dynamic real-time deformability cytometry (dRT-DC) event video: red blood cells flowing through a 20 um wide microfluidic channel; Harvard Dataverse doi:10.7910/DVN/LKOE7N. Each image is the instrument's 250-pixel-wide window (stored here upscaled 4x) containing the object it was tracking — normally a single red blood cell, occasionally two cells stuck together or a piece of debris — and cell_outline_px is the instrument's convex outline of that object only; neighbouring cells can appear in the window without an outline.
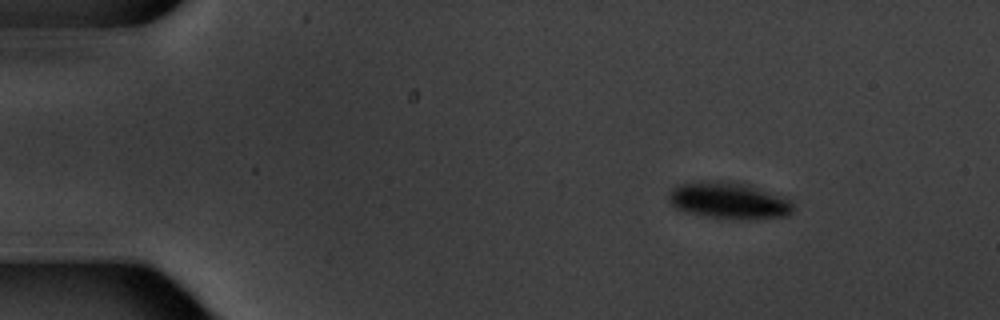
{"species": "common noctule bat (a hibernating species)", "species_latin": "Nyctalus noctula", "temperature_condition": "warm", "stored_images_in_passage": 7, "segment_of_instrument_passage": [1, 2], "camera_frame_rate_fps": 3000, "um_per_image_px": 0.085, "animal": {"sex": "male", "body_mass_g": 20.1, "forearm_length_mm": 53.5}, "frame": {"image": 1, "passage_image": 3, "time_ms": 2.333, "image_size_px": [1000, 320], "cell_outline_px": [[792, 212], [788, 216], [756, 220], [708, 216], [688, 212], [676, 208], [668, 200], [668, 196], [672, 188], [680, 184], [720, 180], [728, 180], [748, 184], [792, 200]], "centroid_in_image_um": [62.0, 17.04], "position_along_channel_um": 23.0, "area_um2": 26.47}}
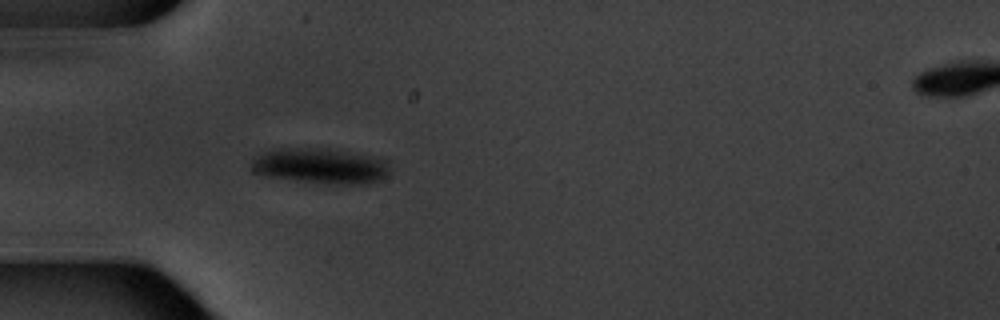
{"frame": {"image": 2, "passage_image": 6, "time_ms": 5.667, "image_size_px": [1000, 320], "cell_outline_px": [[388, 176], [380, 180], [368, 184], [328, 184], [260, 176], [252, 168], [252, 160], [256, 156], [264, 152], [276, 148], [308, 148], [380, 156], [388, 160]], "centroid_in_image_um": [27.27, 14.12], "position_along_channel_um": 57.7, "area_um2": 28.73}}